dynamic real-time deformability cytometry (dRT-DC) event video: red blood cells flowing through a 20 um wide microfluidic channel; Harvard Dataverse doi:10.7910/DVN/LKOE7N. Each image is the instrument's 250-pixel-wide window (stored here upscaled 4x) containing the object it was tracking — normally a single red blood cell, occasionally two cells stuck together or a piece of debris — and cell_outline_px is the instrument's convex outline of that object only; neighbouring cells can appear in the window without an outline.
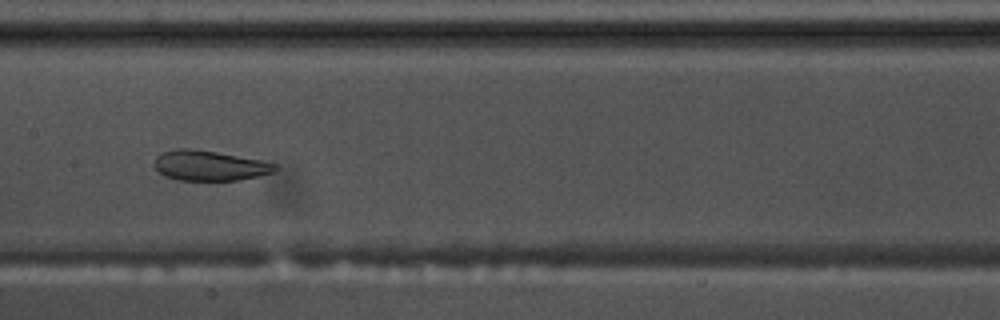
{"species": "common noctule bat (a hibernating species)", "species_latin": "Nyctalus noctula", "temperature_condition": "warm", "stored_images_in_passage": 58, "camera_frame_rate_fps": 3000, "um_per_image_px": 0.085, "animal": {"sex": "male", "body_mass_g": 17.5, "forearm_length_mm": 52.3}, "frame": {"image": 1, "passage_image": 30, "time_ms": 9.667, "image_size_px": [1000, 320], "cell_outline_px": [[276, 168], [272, 172], [240, 180], [176, 180], [164, 176], [152, 164], [156, 156], [164, 152], [176, 148], [192, 148], [216, 152], [260, 160], [276, 164]], "centroid_in_image_um": [17.74, 14.07], "position_along_channel_um": 189.7, "area_um2": 21.04}}
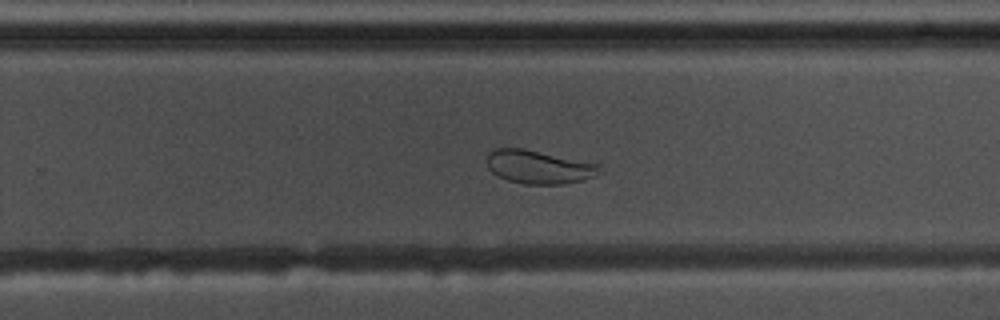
{"frame": {"image": 2, "passage_image": 38, "time_ms": 12.333, "image_size_px": [1000, 320], "cell_outline_px": [[604, 172], [596, 176], [584, 180], [564, 184], [524, 184], [508, 180], [496, 176], [488, 168], [488, 152], [492, 148], [524, 148], [600, 164], [604, 168]], "centroid_in_image_um": [45.85, 14.19], "position_along_channel_um": 283.9, "area_um2": 22.37}}
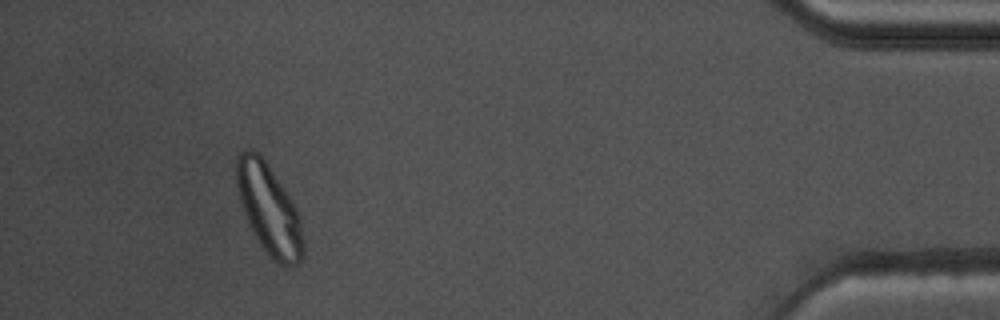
{"frame": {"image": 3, "passage_image": 54, "time_ms": 17.667, "image_size_px": [1000, 320], "cell_outline_px": [[304, 256], [300, 264], [288, 268], [280, 264], [260, 244], [240, 204], [236, 184], [236, 156], [240, 152], [248, 148], [252, 148], [264, 160], [292, 200], [300, 216], [304, 244]], "centroid_in_image_um": [22.88, 17.8], "position_along_channel_um": 412.3, "area_um2": 34.8}, "authors_computed_cell_mechanics": {"area_um2": 28.6977, "velocity_mm_per_s": 3.5407, "shape_relaxation_time_tau1_ms": null, "shape_relaxation_time_tau2_ms": 1.4836, "deformation_change_tau1": null, "deformation_change_tau2": 0.0502}}